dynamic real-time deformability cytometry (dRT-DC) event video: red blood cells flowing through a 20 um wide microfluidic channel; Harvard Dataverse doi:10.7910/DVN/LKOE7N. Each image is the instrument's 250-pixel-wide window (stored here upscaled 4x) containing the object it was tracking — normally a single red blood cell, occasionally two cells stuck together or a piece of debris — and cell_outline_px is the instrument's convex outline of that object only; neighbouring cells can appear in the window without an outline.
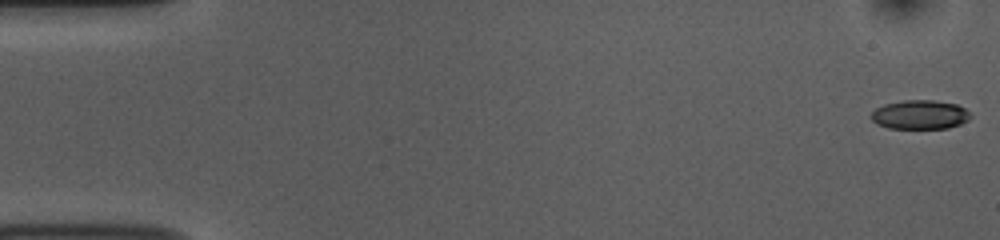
{"species": "common noctule bat (a hibernating species)", "species_latin": "Nyctalus noctula", "temperature_condition": "room temperature", "stored_images_in_passage": 53, "camera_frame_rate_fps": 3000, "um_per_image_px": 0.085, "animal": {"sex": "female", "body_mass_g": 10.0, "forearm_length_mm": 53.1}, "frame": {"image": 1, "passage_image": 1, "time_ms": 0.0, "image_size_px": [1000, 240], "cell_outline_px": [[972, 116], [968, 120], [960, 124], [948, 128], [888, 128], [876, 124], [872, 120], [872, 112], [876, 108], [884, 104], [904, 100], [932, 100], [956, 104], [964, 108]], "centroid_in_image_um": [78.19, 9.75], "position_along_channel_um": 6.8, "area_um2": 16.76}}
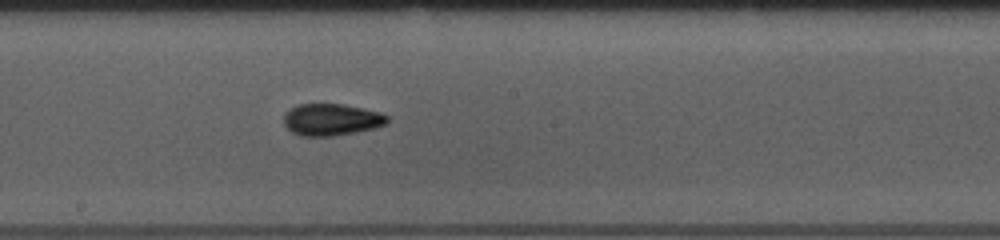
{"frame": {"image": 2, "passage_image": 29, "time_ms": 9.333, "image_size_px": [1000, 240], "cell_outline_px": [[388, 124], [376, 128], [356, 132], [332, 136], [300, 136], [292, 132], [284, 124], [284, 116], [296, 104], [344, 104], [380, 112], [388, 116]], "centroid_in_image_um": [28.21, 10.17], "position_along_channel_um": 220.0, "area_um2": 19.25}}
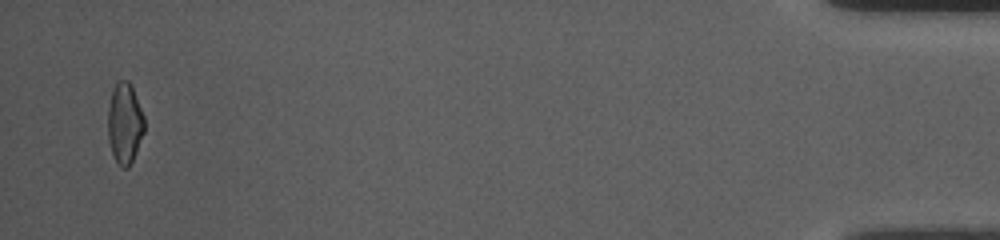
{"frame": {"image": 3, "passage_image": 52, "time_ms": 17.0, "image_size_px": [1000, 240], "cell_outline_px": [[144, 132], [136, 152], [128, 168], [124, 168], [116, 160], [112, 152], [108, 140], [108, 108], [112, 88], [120, 80], [128, 80], [132, 84], [144, 116]], "centroid_in_image_um": [10.6, 10.43], "position_along_channel_um": 424.6, "area_um2": 17.17}, "authors_computed_cell_mechanics": {"area_um2": 17.8024, "velocity_mm_per_s": 3.769, "shape_relaxation_time_tau1_ms": 5.4916, "shape_relaxation_time_tau2_ms": 2.7498, "deformation_change_tau1": 0.168, "deformation_change_tau2": 0.0934}}